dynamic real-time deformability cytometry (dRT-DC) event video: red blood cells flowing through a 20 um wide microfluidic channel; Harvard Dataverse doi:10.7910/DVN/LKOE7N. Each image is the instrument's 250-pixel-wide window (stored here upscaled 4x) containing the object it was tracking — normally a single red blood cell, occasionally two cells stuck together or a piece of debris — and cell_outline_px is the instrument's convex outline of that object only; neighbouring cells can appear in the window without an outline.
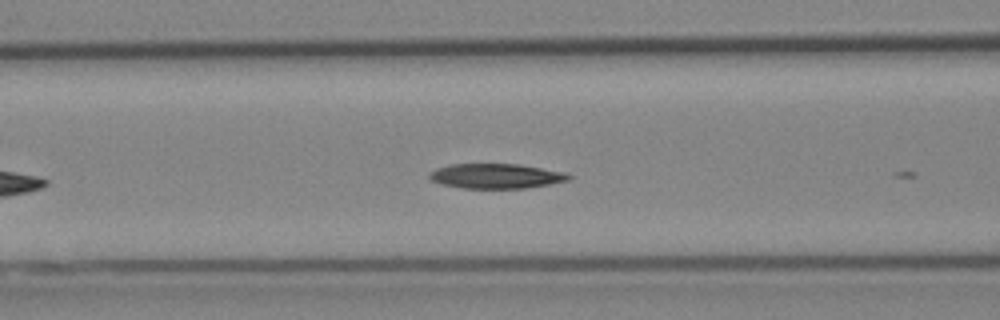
{"species": "Egyptian fruit bat (a non-hibernating species)", "species_latin": "Rousettus aegyptiacus", "temperature_condition": "cold", "stored_images_in_passage": 5, "camera_frame_rate_fps": 3000, "um_per_image_px": 0.085, "animal": {"sex": "female"}, "frame": {"image": 1, "passage_image": 3, "time_ms": 0.667, "image_size_px": [1000, 320], "cell_outline_px": [[572, 180], [528, 188], [460, 188], [440, 184], [428, 180], [428, 172], [436, 168], [448, 164], [520, 164], [564, 172], [572, 176]], "centroid_in_image_um": [42.12, 14.97], "position_along_channel_um": 124.5, "area_um2": 20.52}}